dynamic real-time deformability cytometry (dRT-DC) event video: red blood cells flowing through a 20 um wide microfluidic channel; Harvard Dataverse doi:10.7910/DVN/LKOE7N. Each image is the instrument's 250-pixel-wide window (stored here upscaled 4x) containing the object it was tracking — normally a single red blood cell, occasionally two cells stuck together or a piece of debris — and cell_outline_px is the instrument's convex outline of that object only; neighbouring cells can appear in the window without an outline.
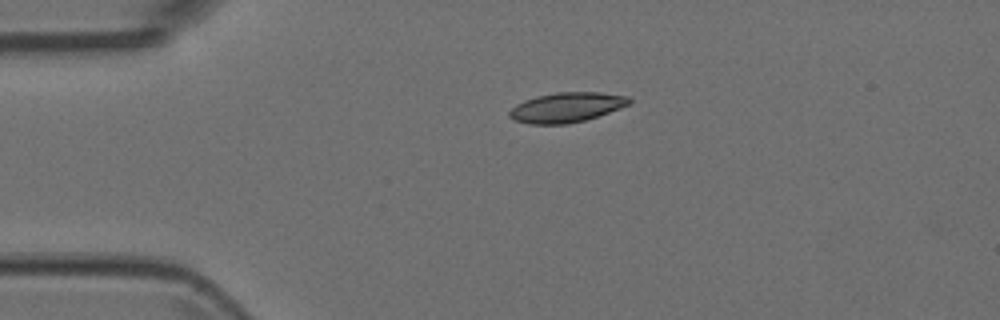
{"species": "Egyptian fruit bat (a non-hibernating species)", "species_latin": "Rousettus aegyptiacus", "temperature_condition": "room temperature", "stored_images_in_passage": 6, "camera_frame_rate_fps": 3000, "um_per_image_px": 0.085, "animal": {"sex": "female"}, "frame": {"image": 1, "passage_image": 1, "time_ms": 0.0, "image_size_px": [1000, 320], "cell_outline_px": [[632, 100], [628, 104], [620, 108], [584, 120], [568, 124], [528, 124], [512, 120], [508, 116], [508, 112], [516, 104], [524, 100], [536, 96], [556, 92], [600, 92], [628, 96]], "centroid_in_image_um": [48.11, 9.12], "position_along_channel_um": 36.9, "area_um2": 20.87}}